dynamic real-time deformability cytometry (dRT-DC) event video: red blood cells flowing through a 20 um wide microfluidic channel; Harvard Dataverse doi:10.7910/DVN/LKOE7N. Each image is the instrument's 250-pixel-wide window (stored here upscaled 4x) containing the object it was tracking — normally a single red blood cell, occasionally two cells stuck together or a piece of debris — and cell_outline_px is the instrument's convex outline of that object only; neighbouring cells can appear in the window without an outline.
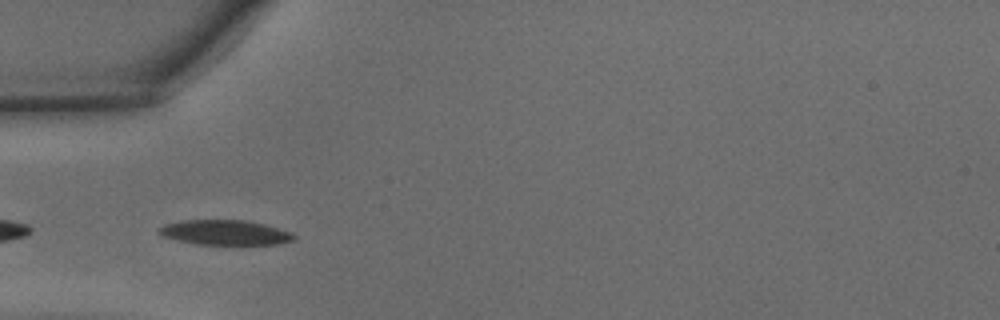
{"species": "common noctule bat (a hibernating species)", "species_latin": "Nyctalus noctula", "temperature_condition": "warm", "stored_images_in_passage": 34, "camera_frame_rate_fps": 3000, "um_per_image_px": 0.085, "animal": {"sex": "male", "body_mass_g": 15.6}, "frame": {"image": 1, "passage_image": 10, "time_ms": 3.0, "image_size_px": [1000, 320], "cell_outline_px": [[296, 240], [280, 244], [196, 244], [164, 236], [156, 232], [156, 228], [164, 224], [184, 220], [248, 220], [264, 224], [292, 232], [296, 236]], "centroid_in_image_um": [19.15, 19.75], "position_along_channel_um": 65.8, "area_um2": 19.65}}
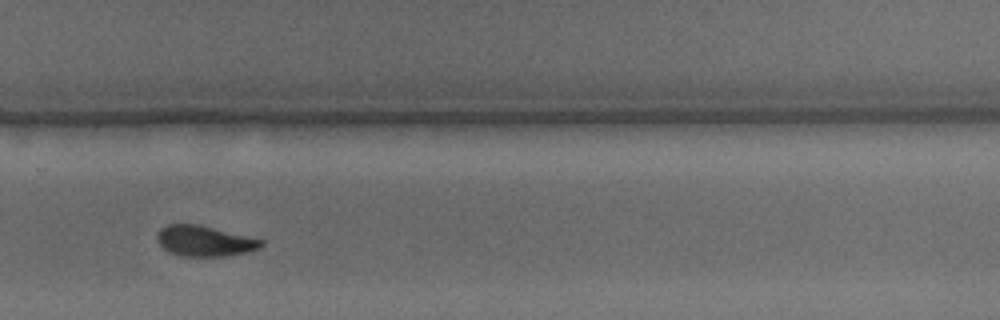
{"frame": {"image": 2, "passage_image": 27, "time_ms": 8.667, "image_size_px": [1000, 320], "cell_outline_px": [[264, 244], [260, 248], [248, 252], [224, 256], [180, 256], [168, 252], [156, 240], [156, 232], [160, 228], [168, 224], [196, 224], [264, 240]], "centroid_in_image_um": [17.35, 20.49], "position_along_channel_um": 312.4, "area_um2": 18.55}}
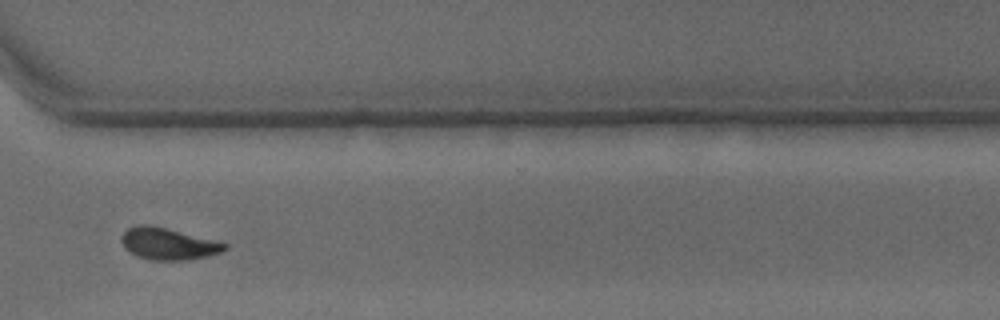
{"frame": {"image": 3, "passage_image": 30, "time_ms": 9.667, "image_size_px": [1000, 320], "cell_outline_px": [[228, 248], [220, 252], [208, 256], [188, 260], [152, 260], [136, 256], [128, 252], [124, 248], [120, 240], [120, 236], [128, 228], [136, 224], [148, 224], [220, 240], [228, 244]], "centroid_in_image_um": [14.3, 20.71], "position_along_channel_um": 356.3, "area_um2": 19.59}, "authors_computed_cell_mechanics": {"area_um2": 19.7965, "velocity_mm_per_s": 4.3623, "shape_relaxation_time_tau1_ms": 4.2218, "shape_relaxation_time_tau2_ms": 2.4659, "deformation_change_tau1": 0.1477, "deformation_change_tau2": 0.083}}